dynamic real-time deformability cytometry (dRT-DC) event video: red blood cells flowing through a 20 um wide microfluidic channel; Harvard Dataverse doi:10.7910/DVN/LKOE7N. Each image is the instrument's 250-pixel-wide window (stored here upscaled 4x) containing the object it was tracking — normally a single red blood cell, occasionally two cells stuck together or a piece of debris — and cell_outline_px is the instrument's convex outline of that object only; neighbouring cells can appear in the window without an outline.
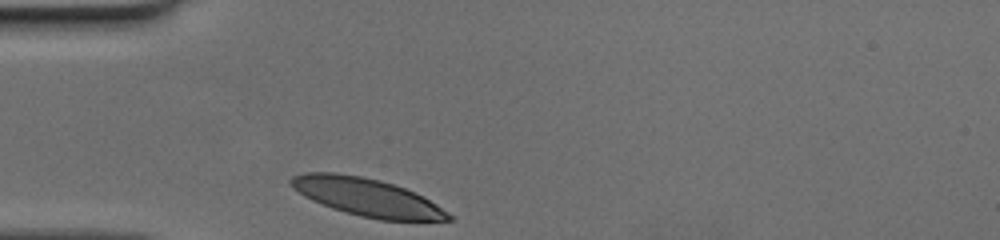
{"species": "human", "species_latin": "Homo sapiens", "temperature_condition": "cold", "stored_images_in_passage": 26, "camera_frame_rate_fps": 3000, "um_per_image_px": 0.085, "donor": {"sex": "female"}, "frame": {"image": 1, "passage_image": 1, "time_ms": 0.0, "image_size_px": [1000, 240], "cell_outline_px": [[452, 220], [380, 220], [360, 216], [332, 208], [312, 200], [304, 196], [292, 188], [288, 184], [288, 180], [292, 176], [304, 172], [336, 172], [360, 176], [380, 180], [404, 188], [436, 204], [448, 212], [452, 216]], "centroid_in_image_um": [31.11, 16.74], "position_along_channel_um": 53.9, "area_um2": 34.45}}
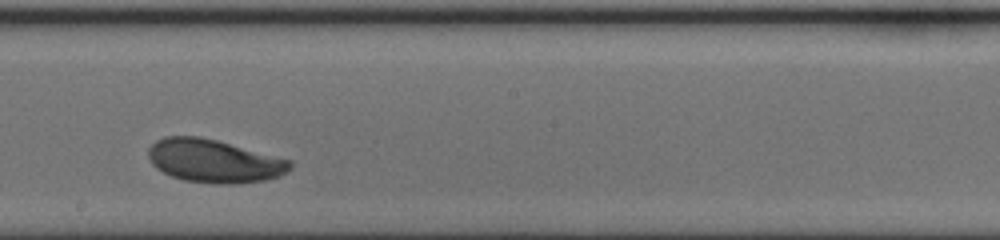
{"frame": {"image": 2, "passage_image": 15, "time_ms": 4.667, "image_size_px": [1000, 240], "cell_outline_px": [[292, 164], [288, 172], [280, 176], [264, 180], [236, 184], [216, 184], [184, 180], [172, 176], [156, 168], [152, 164], [148, 156], [148, 148], [156, 140], [164, 136], [200, 136], [216, 140], [292, 160]], "centroid_in_image_um": [18.19, 13.68], "position_along_channel_um": 230.0, "area_um2": 35.72}}
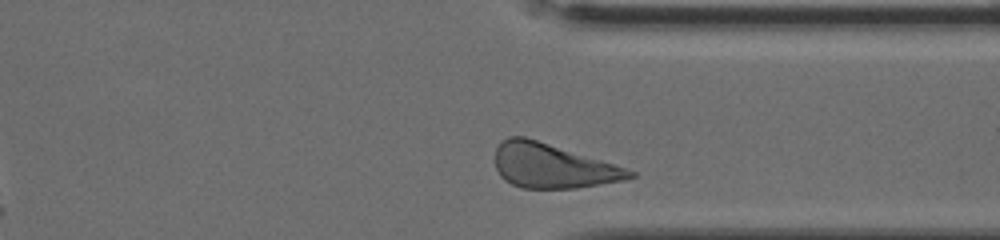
{"frame": {"image": 3, "passage_image": 25, "time_ms": 8.0, "image_size_px": [1000, 240], "cell_outline_px": [[636, 176], [628, 180], [576, 188], [520, 188], [504, 180], [500, 176], [496, 168], [496, 148], [508, 136], [524, 136], [600, 160], [636, 172]], "centroid_in_image_um": [46.96, 14.12], "position_along_channel_um": 364.4, "area_um2": 34.39}}